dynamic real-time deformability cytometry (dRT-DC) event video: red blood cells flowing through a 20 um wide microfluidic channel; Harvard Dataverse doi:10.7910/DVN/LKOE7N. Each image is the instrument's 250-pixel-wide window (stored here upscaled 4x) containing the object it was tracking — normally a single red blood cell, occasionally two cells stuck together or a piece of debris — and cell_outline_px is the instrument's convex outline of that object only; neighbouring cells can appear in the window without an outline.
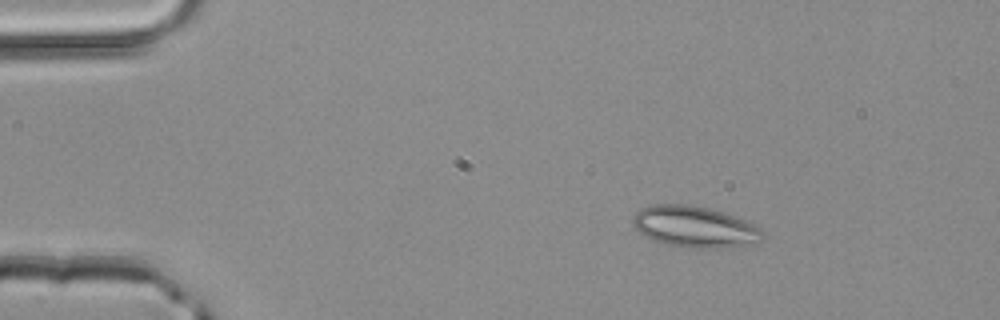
{"species": "common noctule bat (a hibernating species)", "species_latin": "Nyctalus noctula", "temperature_condition": "room temperature", "stored_images_in_passage": 3, "camera_frame_rate_fps": 3000, "um_per_image_px": 0.085, "animal": {"sex": "male", "body_mass_g": 20.4}, "frame": {"image": 1, "passage_image": 1, "time_ms": 0.0, "image_size_px": [1000, 320], "cell_outline_px": [[764, 240], [756, 244], [712, 248], [692, 248], [664, 244], [652, 240], [644, 236], [632, 224], [632, 216], [640, 208], [652, 204], [688, 204], [712, 208], [736, 216], [764, 228]], "centroid_in_image_um": [59.09, 19.27], "position_along_channel_um": 25.9, "area_um2": 31.91}}